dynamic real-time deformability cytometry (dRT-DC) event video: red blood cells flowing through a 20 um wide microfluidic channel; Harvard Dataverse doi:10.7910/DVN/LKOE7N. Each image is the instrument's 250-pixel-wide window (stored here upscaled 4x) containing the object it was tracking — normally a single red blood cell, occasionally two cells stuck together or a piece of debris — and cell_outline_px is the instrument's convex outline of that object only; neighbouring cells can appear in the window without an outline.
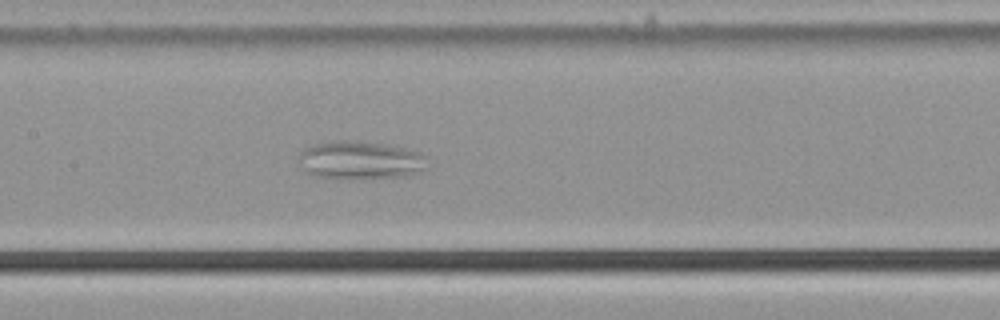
{"species": "common noctule bat (a hibernating species)", "species_latin": "Nyctalus noctula", "temperature_condition": "cold", "stored_images_in_passage": 47, "camera_frame_rate_fps": 3000, "um_per_image_px": 0.085, "animal": {"sex": "male", "body_mass_g": 21.5, "forearm_length_mm": 52.0}, "frame": {"image": 1, "passage_image": 19, "time_ms": 6.0, "image_size_px": [1000, 320], "cell_outline_px": [[428, 156], [424, 168], [404, 176], [360, 180], [336, 180], [312, 176], [304, 172], [296, 156], [304, 148], [312, 144], [348, 140], [380, 144], [404, 148], [420, 152]], "centroid_in_image_um": [30.52, 13.66], "position_along_channel_um": 176.9, "area_um2": 29.19}}
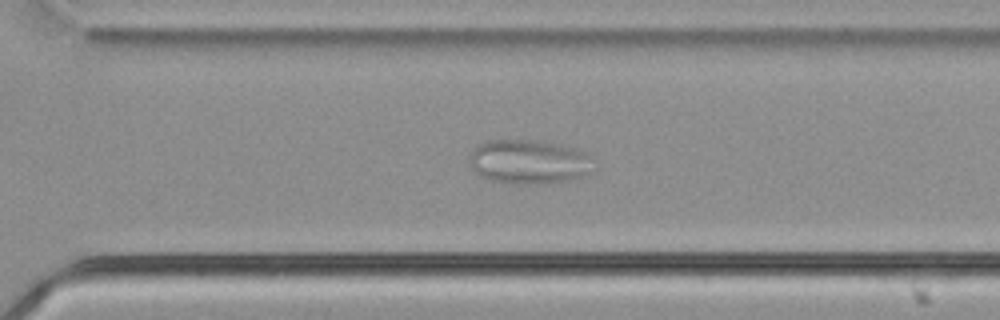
{"frame": {"image": 2, "passage_image": 31, "time_ms": 10.0, "image_size_px": [1000, 320], "cell_outline_px": [[588, 156], [584, 176], [548, 184], [508, 184], [492, 180], [480, 176], [468, 164], [468, 160], [472, 148], [484, 140], [536, 140], [572, 148], [584, 152]], "centroid_in_image_um": [44.77, 13.76], "position_along_channel_um": 325.8, "area_um2": 31.56}}
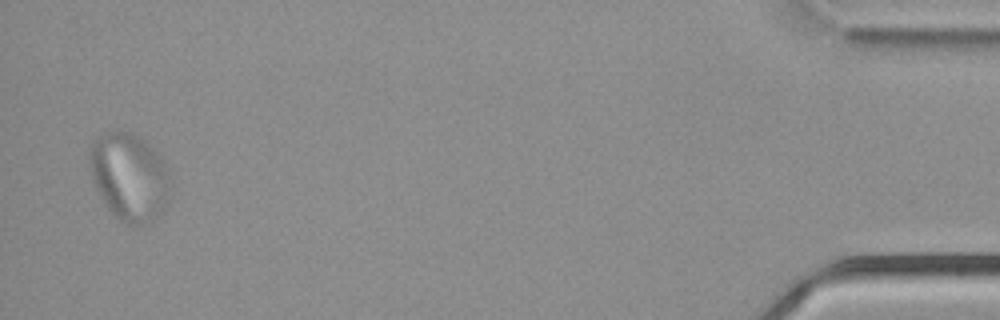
{"frame": {"image": 3, "passage_image": 46, "time_ms": 15.0, "image_size_px": [1000, 320], "cell_outline_px": [[168, 204], [160, 212], [148, 220], [140, 224], [128, 224], [120, 220], [108, 208], [96, 188], [92, 180], [88, 160], [88, 152], [92, 144], [104, 132], [132, 132], [148, 144], [164, 160], [168, 168]], "centroid_in_image_um": [10.96, 15.0], "position_along_channel_um": 424.2, "area_um2": 40.58}}